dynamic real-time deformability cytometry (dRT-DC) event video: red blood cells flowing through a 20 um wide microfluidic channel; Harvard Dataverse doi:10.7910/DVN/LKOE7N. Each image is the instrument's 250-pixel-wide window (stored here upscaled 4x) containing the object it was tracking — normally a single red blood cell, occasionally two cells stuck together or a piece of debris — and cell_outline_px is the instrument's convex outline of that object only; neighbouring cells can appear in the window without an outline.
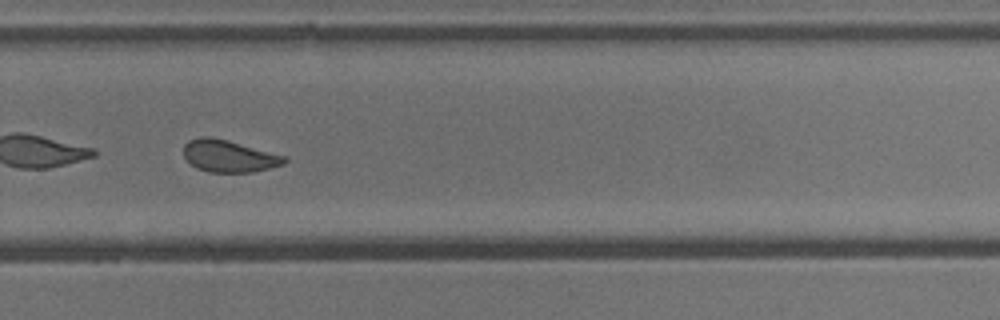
{"species": "common noctule bat (a hibernating species)", "species_latin": "Nyctalus noctula", "temperature_condition": "cold", "stored_images_in_passage": 34, "camera_frame_rate_fps": 3000, "um_per_image_px": 0.085, "animal": {"sex": "male", "body_mass_g": 13.3}, "frame": {"image": 1, "passage_image": 20, "time_ms": 6.333, "image_size_px": [1000, 320], "cell_outline_px": [[288, 160], [284, 164], [252, 172], [208, 172], [196, 168], [184, 156], [184, 144], [188, 140], [200, 136], [208, 136], [228, 140], [284, 156]], "centroid_in_image_um": [19.42, 13.26], "position_along_channel_um": 310.4, "area_um2": 18.67}, "authors_computed_cell_mechanics": {"area_um2": 19.3919, "velocity_mm_per_s": 3.8275, "shape_relaxation_time_tau1_ms": 7.553, "shape_relaxation_time_tau2_ms": 1.9492, "deformation_change_tau1": 0.1368, "deformation_change_tau2": 0.0481}}